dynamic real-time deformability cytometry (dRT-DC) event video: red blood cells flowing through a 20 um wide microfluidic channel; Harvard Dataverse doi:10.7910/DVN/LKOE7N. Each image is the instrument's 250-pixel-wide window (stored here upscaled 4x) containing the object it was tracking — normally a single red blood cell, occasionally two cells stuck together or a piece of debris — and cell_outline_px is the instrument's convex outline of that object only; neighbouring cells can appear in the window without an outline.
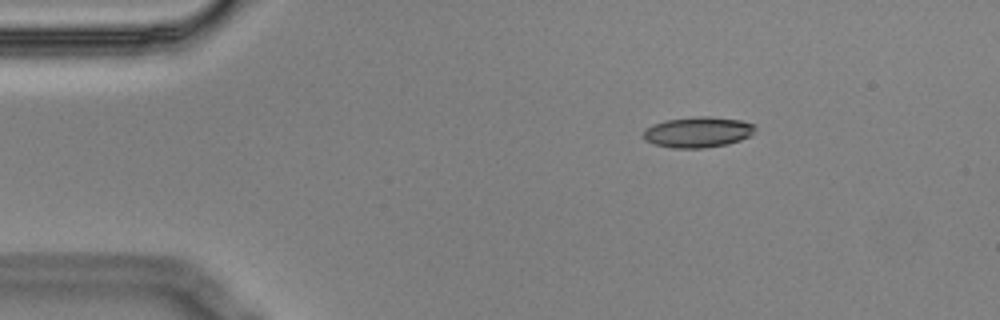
{"species": "Egyptian fruit bat (a non-hibernating species)", "species_latin": "Rousettus aegyptiacus", "temperature_condition": "cold", "stored_images_in_passage": 3, "camera_frame_rate_fps": 3000, "um_per_image_px": 0.085, "animal": {"sex": "male"}, "frame": {"image": 1, "passage_image": 1, "time_ms": 0.0, "image_size_px": [1000, 320], "cell_outline_px": [[756, 128], [748, 136], [740, 140], [728, 144], [704, 148], [672, 148], [656, 144], [644, 140], [640, 136], [652, 124], [664, 120], [700, 116], [712, 116], [740, 120], [756, 124]], "centroid_in_image_um": [59.31, 11.22], "position_along_channel_um": 25.7, "area_um2": 20.06}}